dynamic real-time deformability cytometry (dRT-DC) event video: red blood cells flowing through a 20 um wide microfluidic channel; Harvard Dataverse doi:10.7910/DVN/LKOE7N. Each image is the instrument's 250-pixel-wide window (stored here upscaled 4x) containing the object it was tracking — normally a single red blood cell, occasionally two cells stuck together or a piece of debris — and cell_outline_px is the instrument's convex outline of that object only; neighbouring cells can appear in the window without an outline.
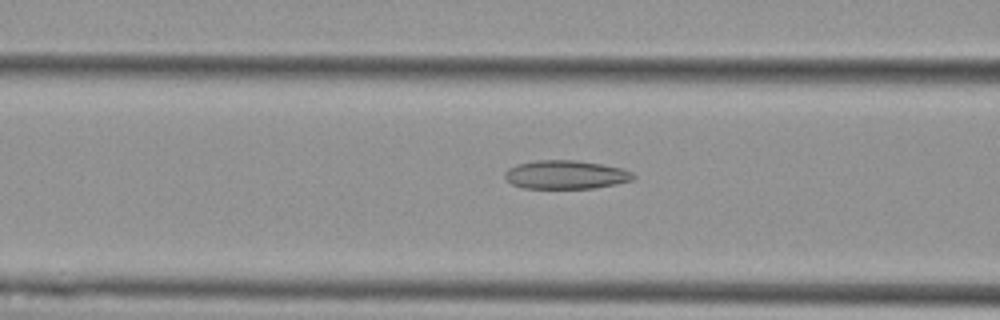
{"species": "Egyptian fruit bat (a non-hibernating species)", "species_latin": "Rousettus aegyptiacus", "temperature_condition": "cold", "stored_images_in_passage": 53, "camera_frame_rate_fps": 3000, "um_per_image_px": 0.085, "animal": {"sex": "female"}, "frame": {"image": 1, "passage_image": 21, "time_ms": 6.667, "image_size_px": [1000, 320], "cell_outline_px": [[636, 176], [632, 180], [616, 184], [592, 188], [524, 188], [512, 184], [504, 176], [504, 172], [508, 168], [516, 164], [536, 160], [576, 160], [624, 168], [632, 172]], "centroid_in_image_um": [48.09, 14.84], "position_along_channel_um": 118.5, "area_um2": 21.44}}
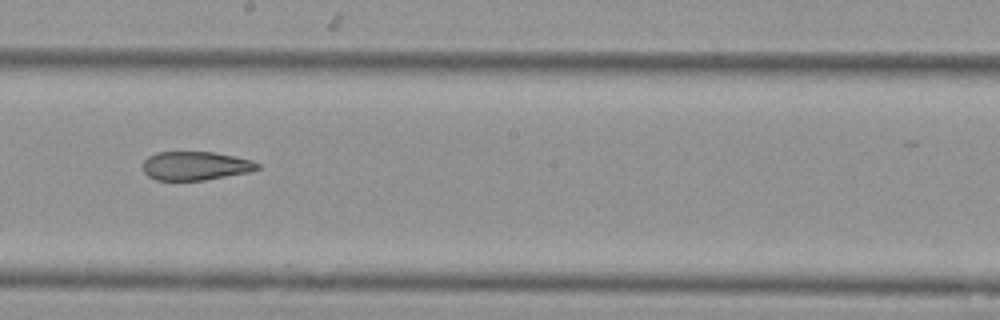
{"frame": {"image": 2, "passage_image": 30, "time_ms": 9.667, "image_size_px": [1000, 320], "cell_outline_px": [[260, 168], [248, 172], [204, 180], [156, 180], [148, 176], [144, 172], [144, 160], [148, 156], [156, 152], [216, 152], [252, 160], [260, 164]], "centroid_in_image_um": [16.62, 14.09], "position_along_channel_um": 231.6, "area_um2": 19.13}}
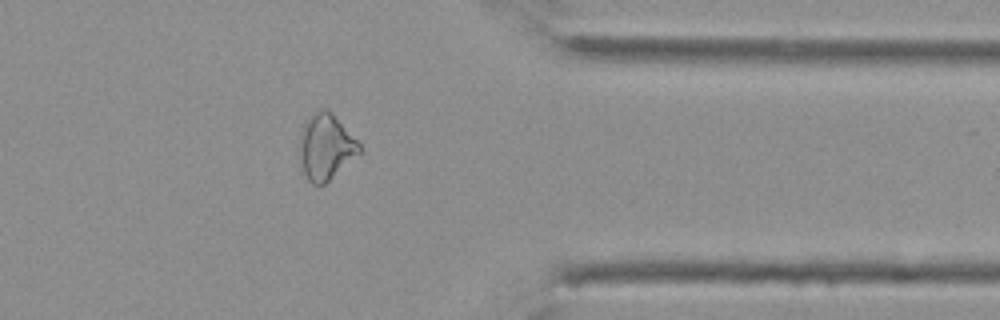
{"frame": {"image": 3, "passage_image": 43, "time_ms": 14.0, "image_size_px": [1000, 320], "cell_outline_px": [[364, 152], [324, 184], [312, 184], [308, 180], [304, 172], [300, 160], [300, 132], [308, 116], [316, 108], [328, 108], [360, 144]], "centroid_in_image_um": [27.71, 12.46], "position_along_channel_um": 383.7, "area_um2": 23.24}, "authors_computed_cell_mechanics": {"area_um2": 23.5824, "velocity_mm_per_s": 3.7742, "shape_relaxation_time_tau1_ms": null, "shape_relaxation_time_tau2_ms": 3.9025, "deformation_change_tau1": null, "deformation_change_tau2": 0.1245}}